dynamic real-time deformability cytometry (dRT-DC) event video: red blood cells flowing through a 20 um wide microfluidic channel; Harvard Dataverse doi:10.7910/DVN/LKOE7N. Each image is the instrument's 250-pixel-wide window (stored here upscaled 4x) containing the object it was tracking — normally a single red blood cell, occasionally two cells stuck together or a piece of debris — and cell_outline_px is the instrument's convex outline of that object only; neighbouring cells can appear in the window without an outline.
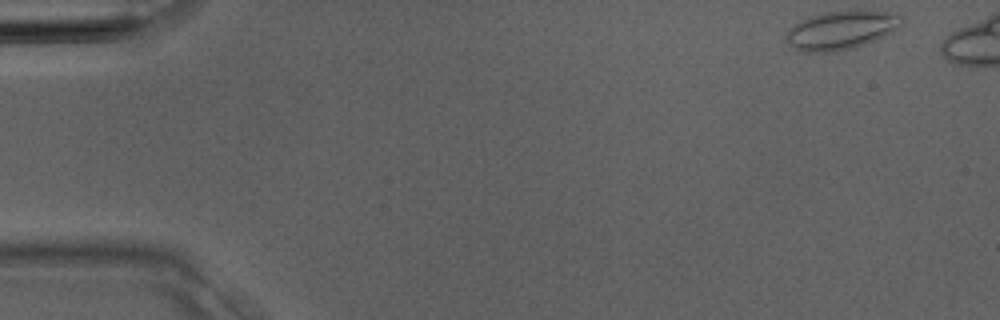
{"species": "Egyptian fruit bat (a non-hibernating species)", "species_latin": "Rousettus aegyptiacus", "temperature_condition": "room temperature", "stored_images_in_passage": 4, "camera_frame_rate_fps": 3000, "um_per_image_px": 0.085, "animal": {"sex": "male"}, "frame": {"image": 1, "passage_image": 1, "time_ms": 0.0, "image_size_px": [1000, 320], "cell_outline_px": [[904, 24], [892, 32], [884, 36], [864, 44], [852, 48], [836, 52], [800, 52], [788, 40], [788, 32], [796, 24], [812, 16], [828, 12], [884, 12], [904, 16]], "centroid_in_image_um": [71.57, 2.59], "position_along_channel_um": 13.4, "area_um2": 25.03}}